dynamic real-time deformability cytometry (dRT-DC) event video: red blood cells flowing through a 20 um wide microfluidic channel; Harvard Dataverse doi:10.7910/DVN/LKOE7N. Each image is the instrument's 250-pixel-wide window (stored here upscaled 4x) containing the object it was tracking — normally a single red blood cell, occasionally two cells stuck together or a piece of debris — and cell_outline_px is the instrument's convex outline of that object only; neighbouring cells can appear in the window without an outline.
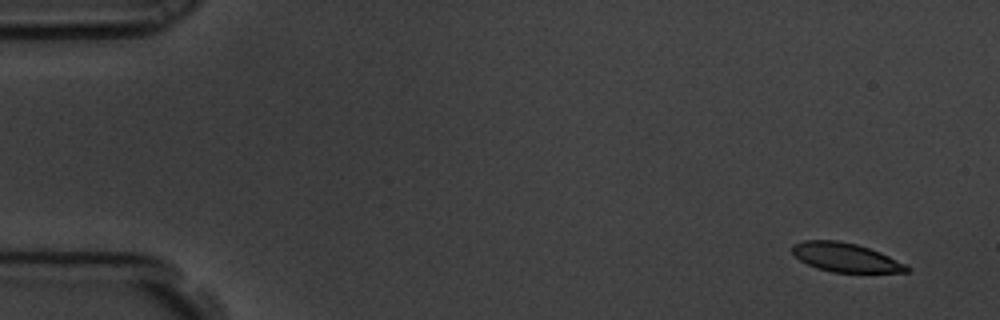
{"species": "common noctule bat (a hibernating species)", "species_latin": "Nyctalus noctula", "temperature_condition": "room temperature", "stored_images_in_passage": 5, "camera_frame_rate_fps": 3000, "um_per_image_px": 0.085, "animal": {"sex": "male", "body_mass_g": 19.5, "forearm_length_mm": 54.6}, "frame": {"image": 1, "passage_image": 1, "time_ms": 0.0, "image_size_px": [1000, 320], "cell_outline_px": [[912, 268], [908, 272], [832, 272], [816, 268], [800, 260], [792, 252], [792, 244], [804, 240], [836, 240], [856, 244], [880, 252], [908, 264]], "centroid_in_image_um": [71.9, 21.88], "position_along_channel_um": 13.1, "area_um2": 19.36}}
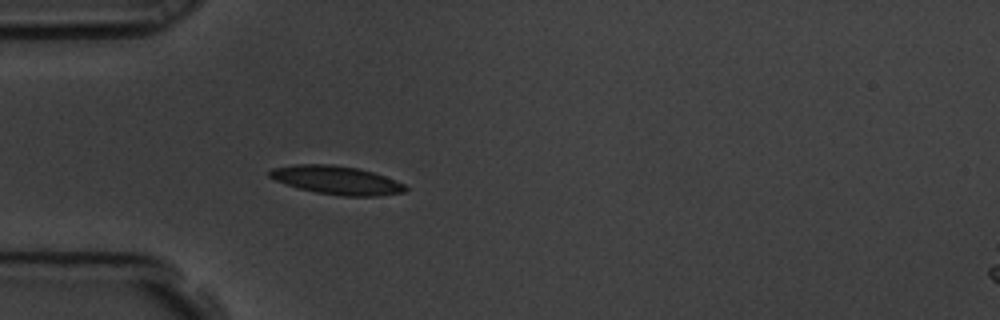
{"frame": {"image": 2, "passage_image": 5, "time_ms": 1.333, "image_size_px": [1000, 320], "cell_outline_px": [[408, 188], [404, 192], [376, 196], [344, 196], [316, 192], [284, 184], [268, 176], [268, 172], [272, 168], [296, 164], [332, 164], [356, 168], [372, 172], [384, 176], [404, 184]], "centroid_in_image_um": [28.58, 15.31], "position_along_channel_um": 56.4, "area_um2": 22.31}}